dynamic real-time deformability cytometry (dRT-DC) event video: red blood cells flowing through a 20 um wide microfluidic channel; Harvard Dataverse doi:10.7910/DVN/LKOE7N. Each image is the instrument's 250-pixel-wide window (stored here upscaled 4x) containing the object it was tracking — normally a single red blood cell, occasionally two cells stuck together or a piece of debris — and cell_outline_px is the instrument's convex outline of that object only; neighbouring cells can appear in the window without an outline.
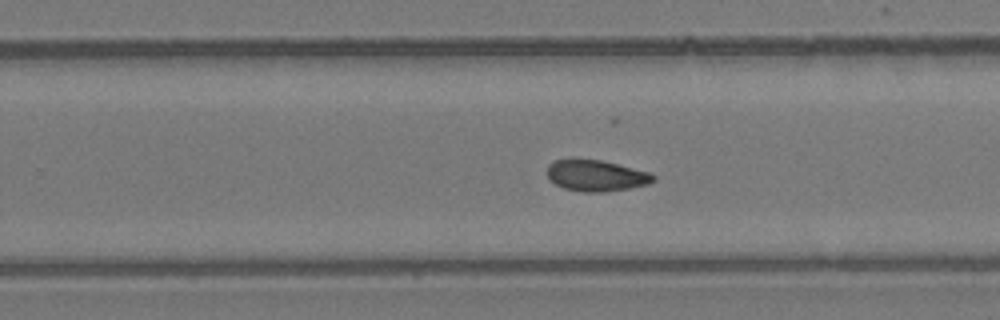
{"species": "common noctule bat (a hibernating species)", "species_latin": "Nyctalus noctula", "temperature_condition": "room temperature", "stored_images_in_passage": 32, "camera_frame_rate_fps": 3000, "um_per_image_px": 0.085, "animal": {"sex": "female", "body_mass_g": 24.6, "forearm_length_mm": 56.2}, "frame": {"image": 1, "passage_image": 14, "time_ms": 4.333, "image_size_px": [1000, 320], "cell_outline_px": [[656, 180], [648, 184], [628, 188], [604, 192], [584, 192], [564, 188], [548, 180], [548, 164], [552, 160], [572, 156], [600, 160], [648, 172], [656, 176]], "centroid_in_image_um": [50.59, 14.89], "position_along_channel_um": 279.2, "area_um2": 19.71}}
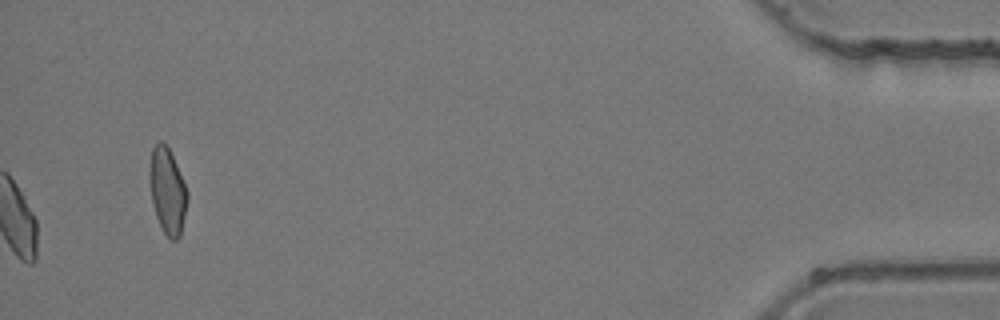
{"frame": {"image": 2, "passage_image": 32, "time_ms": 10.333, "image_size_px": [1000, 320], "cell_outline_px": [[188, 200], [180, 236], [176, 240], [172, 240], [164, 232], [156, 216], [152, 204], [148, 180], [148, 172], [152, 148], [160, 140], [168, 148], [176, 164], [188, 192]], "centroid_in_image_um": [14.21, 16.23], "position_along_channel_um": 421.0, "area_um2": 18.9}}